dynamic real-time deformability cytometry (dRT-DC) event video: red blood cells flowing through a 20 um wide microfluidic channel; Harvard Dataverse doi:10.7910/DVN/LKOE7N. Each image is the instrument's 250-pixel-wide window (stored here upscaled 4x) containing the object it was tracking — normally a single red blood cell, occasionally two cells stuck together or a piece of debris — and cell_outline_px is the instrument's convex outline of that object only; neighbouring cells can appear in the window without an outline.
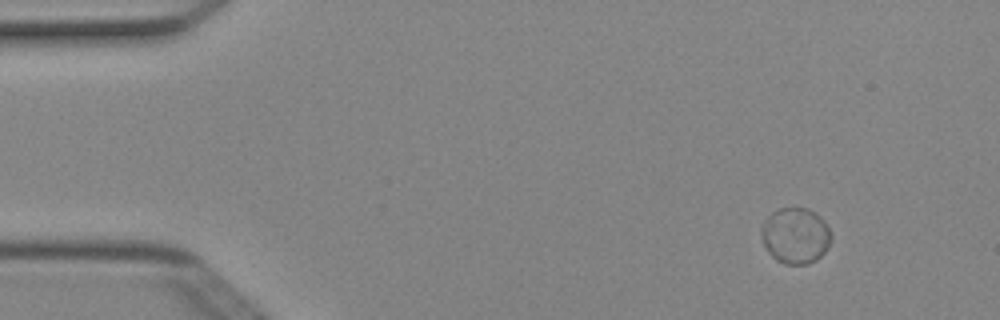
{"species": "Egyptian fruit bat (a non-hibernating species)", "species_latin": "Rousettus aegyptiacus", "temperature_condition": "cold", "stored_images_in_passage": 7, "camera_frame_rate_fps": 3000, "um_per_image_px": 0.085, "animal": {"sex": "female"}, "frame": {"image": 1, "passage_image": 1, "time_ms": 0.0, "image_size_px": [1000, 320], "cell_outline_px": [[832, 240], [828, 248], [816, 260], [808, 264], [784, 264], [776, 260], [768, 252], [764, 244], [760, 232], [760, 228], [764, 220], [772, 212], [780, 208], [808, 208], [820, 216], [824, 220], [832, 236]], "centroid_in_image_um": [67.61, 20.03], "position_along_channel_um": 17.4, "area_um2": 22.95}}
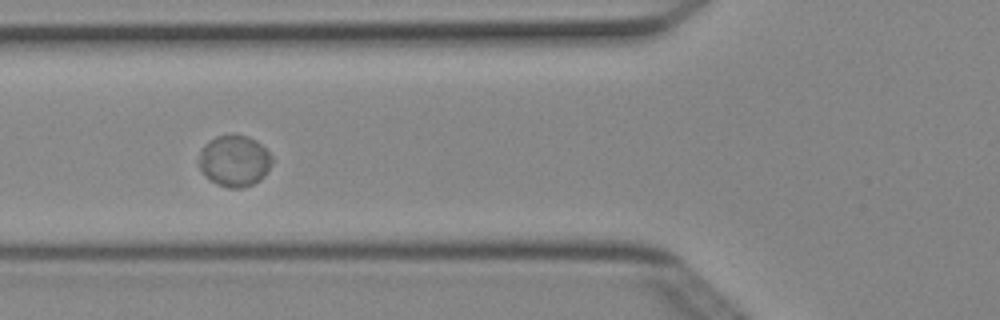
{"frame": {"image": 2, "passage_image": 5, "time_ms": 1.333, "image_size_px": [1000, 320], "cell_outline_px": [[272, 164], [264, 176], [260, 180], [252, 184], [240, 188], [228, 188], [212, 180], [196, 164], [196, 160], [204, 144], [208, 140], [216, 136], [232, 132], [248, 136], [256, 140], [272, 156]], "centroid_in_image_um": [19.9, 13.62], "position_along_channel_um": 105.9, "area_um2": 22.14}}
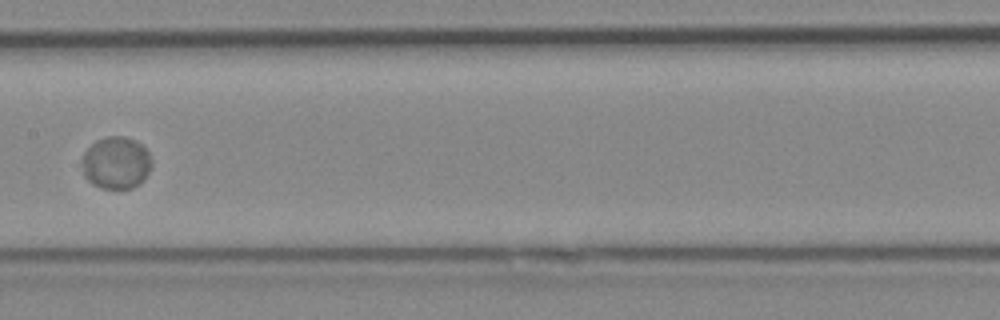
{"frame": {"image": 3, "passage_image": 7, "time_ms": 2.0, "image_size_px": [1000, 320], "cell_outline_px": [[152, 164], [144, 180], [140, 184], [132, 188], [100, 188], [92, 184], [84, 176], [84, 152], [96, 140], [108, 136], [124, 136], [136, 140], [148, 152], [152, 160]], "centroid_in_image_um": [9.9, 13.84], "position_along_channel_um": 197.5, "area_um2": 21.1}}